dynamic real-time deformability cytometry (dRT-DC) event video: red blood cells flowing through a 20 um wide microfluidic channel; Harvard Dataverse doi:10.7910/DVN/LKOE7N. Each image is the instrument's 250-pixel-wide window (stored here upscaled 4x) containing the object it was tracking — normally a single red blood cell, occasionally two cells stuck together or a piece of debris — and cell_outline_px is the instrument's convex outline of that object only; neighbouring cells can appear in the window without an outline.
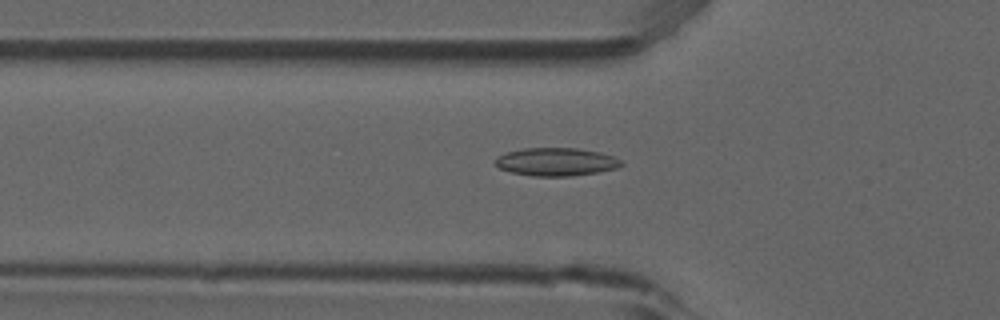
{"species": "common noctule bat (a hibernating species)", "species_latin": "Nyctalus noctula", "temperature_condition": "room temperature", "stored_images_in_passage": 53, "camera_frame_rate_fps": 3000, "um_per_image_px": 0.085, "animal": {"sex": "male", "forearm_length_mm": 52.5}, "frame": {"image": 1, "passage_image": 18, "time_ms": 5.667, "image_size_px": [1000, 320], "cell_outline_px": [[624, 164], [616, 168], [596, 172], [572, 176], [532, 176], [512, 172], [500, 168], [496, 164], [496, 160], [504, 152], [524, 148], [576, 148], [600, 152], [624, 160]], "centroid_in_image_um": [47.31, 13.75], "position_along_channel_um": 78.5, "area_um2": 20.52}}
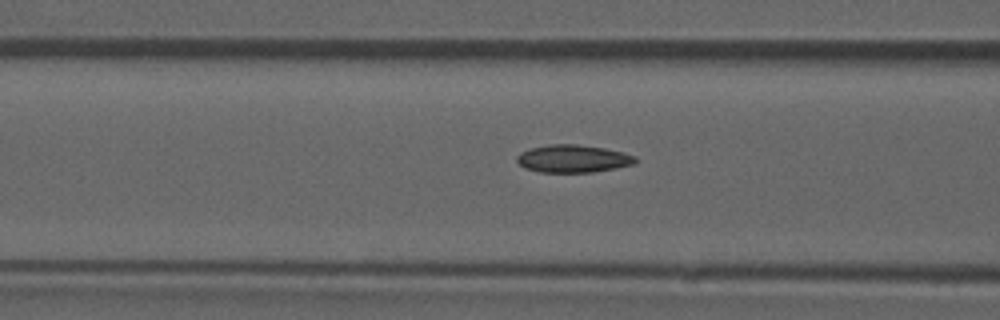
{"frame": {"image": 2, "passage_image": 21, "time_ms": 6.667, "image_size_px": [1000, 320], "cell_outline_px": [[636, 164], [616, 168], [592, 172], [540, 172], [524, 168], [516, 160], [516, 156], [520, 152], [532, 148], [548, 144], [576, 144], [604, 148], [624, 152], [636, 156]], "centroid_in_image_um": [48.72, 13.48], "position_along_channel_um": 117.9, "area_um2": 19.19}}
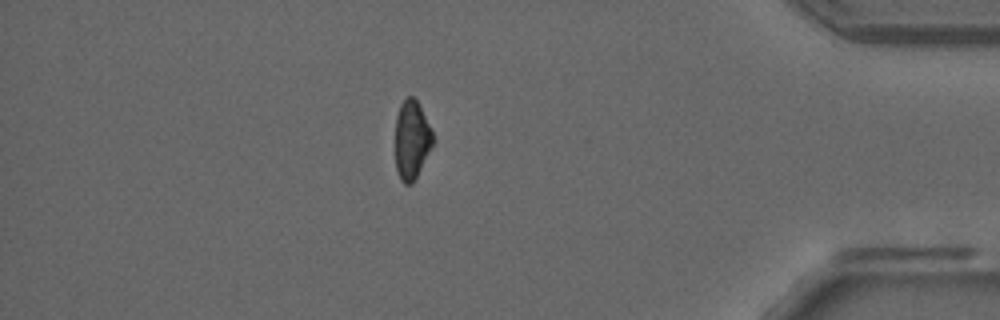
{"frame": {"image": 3, "passage_image": 46, "time_ms": 15.0, "image_size_px": [1000, 320], "cell_outline_px": [[436, 140], [412, 184], [404, 184], [400, 180], [396, 168], [396, 116], [400, 104], [408, 96], [412, 96], [416, 100]], "centroid_in_image_um": [35.0, 11.91], "position_along_channel_um": 400.2, "area_um2": 17.11}, "authors_computed_cell_mechanics": {"area_um2": 18.785, "velocity_mm_per_s": 3.877, "shape_relaxation_time_tau1_ms": null, "shape_relaxation_time_tau2_ms": 5.3803, "deformation_change_tau1": null, "deformation_change_tau2": 0.1063}}